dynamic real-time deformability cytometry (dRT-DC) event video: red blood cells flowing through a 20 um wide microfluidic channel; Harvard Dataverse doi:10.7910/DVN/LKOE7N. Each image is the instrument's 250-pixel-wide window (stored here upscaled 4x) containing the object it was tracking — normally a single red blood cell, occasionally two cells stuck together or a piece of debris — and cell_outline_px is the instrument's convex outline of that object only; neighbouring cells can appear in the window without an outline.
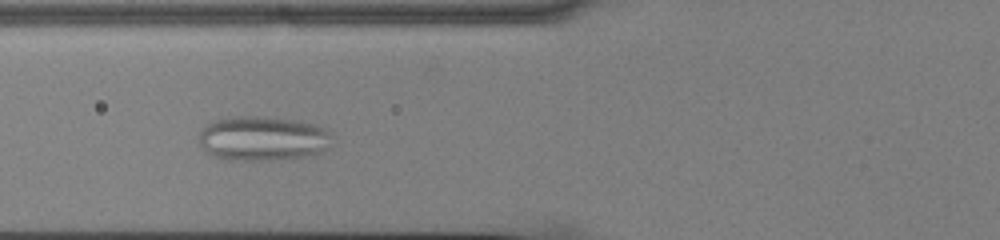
{"species": "common noctule bat (a hibernating species)", "species_latin": "Nyctalus noctula", "temperature_condition": "cold", "stored_images_in_passage": 14, "camera_frame_rate_fps": 3000, "um_per_image_px": 0.085, "animal": {"sex": "male", "body_mass_g": 13.0, "forearm_length_mm": 53.1}, "frame": {"image": 1, "passage_image": 7, "time_ms": 2.0, "image_size_px": [1000, 240], "cell_outline_px": [[336, 144], [320, 152], [304, 156], [272, 160], [228, 160], [212, 156], [200, 144], [200, 132], [204, 124], [212, 120], [228, 116], [264, 116], [296, 120], [316, 124], [324, 128], [332, 136]], "centroid_in_image_um": [22.35, 11.75], "position_along_channel_um": 103.5, "area_um2": 35.14}}